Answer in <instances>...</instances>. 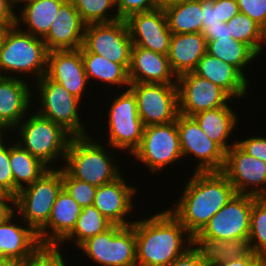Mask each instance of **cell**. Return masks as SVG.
<instances>
[{
    "label": "cell",
    "instance_id": "d590c367",
    "mask_svg": "<svg viewBox=\"0 0 266 266\" xmlns=\"http://www.w3.org/2000/svg\"><path fill=\"white\" fill-rule=\"evenodd\" d=\"M75 9L79 12L83 22L87 24L93 23H109L120 20L118 13L109 14V10L113 8L115 11V0H71ZM115 7V8H114ZM115 9V10H114ZM111 17V18H110Z\"/></svg>",
    "mask_w": 266,
    "mask_h": 266
},
{
    "label": "cell",
    "instance_id": "7a4b0ae2",
    "mask_svg": "<svg viewBox=\"0 0 266 266\" xmlns=\"http://www.w3.org/2000/svg\"><path fill=\"white\" fill-rule=\"evenodd\" d=\"M132 225L137 266H167L189 249L190 234L168 208Z\"/></svg>",
    "mask_w": 266,
    "mask_h": 266
},
{
    "label": "cell",
    "instance_id": "f546056e",
    "mask_svg": "<svg viewBox=\"0 0 266 266\" xmlns=\"http://www.w3.org/2000/svg\"><path fill=\"white\" fill-rule=\"evenodd\" d=\"M14 143L9 144V162L14 179V197H16L20 189L33 184L49 168L17 142Z\"/></svg>",
    "mask_w": 266,
    "mask_h": 266
},
{
    "label": "cell",
    "instance_id": "cb8c5ba5",
    "mask_svg": "<svg viewBox=\"0 0 266 266\" xmlns=\"http://www.w3.org/2000/svg\"><path fill=\"white\" fill-rule=\"evenodd\" d=\"M128 75L130 84H177V76L170 67L168 55L156 53L135 45H132L131 49Z\"/></svg>",
    "mask_w": 266,
    "mask_h": 266
},
{
    "label": "cell",
    "instance_id": "7dc6e473",
    "mask_svg": "<svg viewBox=\"0 0 266 266\" xmlns=\"http://www.w3.org/2000/svg\"><path fill=\"white\" fill-rule=\"evenodd\" d=\"M206 40H217V37H232L227 23L220 22V25L207 26L202 30Z\"/></svg>",
    "mask_w": 266,
    "mask_h": 266
},
{
    "label": "cell",
    "instance_id": "b9f144b4",
    "mask_svg": "<svg viewBox=\"0 0 266 266\" xmlns=\"http://www.w3.org/2000/svg\"><path fill=\"white\" fill-rule=\"evenodd\" d=\"M237 144L249 155L266 162V137H250L237 141Z\"/></svg>",
    "mask_w": 266,
    "mask_h": 266
},
{
    "label": "cell",
    "instance_id": "8992f818",
    "mask_svg": "<svg viewBox=\"0 0 266 266\" xmlns=\"http://www.w3.org/2000/svg\"><path fill=\"white\" fill-rule=\"evenodd\" d=\"M63 188L62 167L49 168L33 184L19 190L15 210L37 234L47 225L52 206Z\"/></svg>",
    "mask_w": 266,
    "mask_h": 266
},
{
    "label": "cell",
    "instance_id": "4316f807",
    "mask_svg": "<svg viewBox=\"0 0 266 266\" xmlns=\"http://www.w3.org/2000/svg\"><path fill=\"white\" fill-rule=\"evenodd\" d=\"M206 53L207 40L202 33L172 34L168 59L177 77L193 72Z\"/></svg>",
    "mask_w": 266,
    "mask_h": 266
},
{
    "label": "cell",
    "instance_id": "e0dca14e",
    "mask_svg": "<svg viewBox=\"0 0 266 266\" xmlns=\"http://www.w3.org/2000/svg\"><path fill=\"white\" fill-rule=\"evenodd\" d=\"M132 44L168 55L172 33L163 9L134 13L126 19Z\"/></svg>",
    "mask_w": 266,
    "mask_h": 266
},
{
    "label": "cell",
    "instance_id": "7bdbcfd3",
    "mask_svg": "<svg viewBox=\"0 0 266 266\" xmlns=\"http://www.w3.org/2000/svg\"><path fill=\"white\" fill-rule=\"evenodd\" d=\"M203 11L202 30L207 26L220 25L218 0H200Z\"/></svg>",
    "mask_w": 266,
    "mask_h": 266
},
{
    "label": "cell",
    "instance_id": "9c48e42d",
    "mask_svg": "<svg viewBox=\"0 0 266 266\" xmlns=\"http://www.w3.org/2000/svg\"><path fill=\"white\" fill-rule=\"evenodd\" d=\"M125 90L115 96L108 111L109 144L106 145L132 155L140 145L144 125L138 115L134 93L129 88Z\"/></svg>",
    "mask_w": 266,
    "mask_h": 266
},
{
    "label": "cell",
    "instance_id": "db71d44e",
    "mask_svg": "<svg viewBox=\"0 0 266 266\" xmlns=\"http://www.w3.org/2000/svg\"><path fill=\"white\" fill-rule=\"evenodd\" d=\"M7 28H8V26L0 24V45H1L3 35H4Z\"/></svg>",
    "mask_w": 266,
    "mask_h": 266
},
{
    "label": "cell",
    "instance_id": "ee69618b",
    "mask_svg": "<svg viewBox=\"0 0 266 266\" xmlns=\"http://www.w3.org/2000/svg\"><path fill=\"white\" fill-rule=\"evenodd\" d=\"M214 266H266V258L252 252L249 256L224 261Z\"/></svg>",
    "mask_w": 266,
    "mask_h": 266
},
{
    "label": "cell",
    "instance_id": "5b68a950",
    "mask_svg": "<svg viewBox=\"0 0 266 266\" xmlns=\"http://www.w3.org/2000/svg\"><path fill=\"white\" fill-rule=\"evenodd\" d=\"M31 115L29 118L25 116L26 121L23 119L13 129L14 131L18 127L17 131L21 136V139L16 142L48 168H55L51 167V163L56 159L63 158L65 162L68 144L72 136L60 125L37 112Z\"/></svg>",
    "mask_w": 266,
    "mask_h": 266
},
{
    "label": "cell",
    "instance_id": "836d02e7",
    "mask_svg": "<svg viewBox=\"0 0 266 266\" xmlns=\"http://www.w3.org/2000/svg\"><path fill=\"white\" fill-rule=\"evenodd\" d=\"M113 224L107 220L94 205L82 208L76 225L72 232L53 250L54 253L62 255L60 245L63 242L74 241L75 246L79 247L88 238L96 236L108 230ZM76 238V239H75Z\"/></svg>",
    "mask_w": 266,
    "mask_h": 266
},
{
    "label": "cell",
    "instance_id": "83f0119b",
    "mask_svg": "<svg viewBox=\"0 0 266 266\" xmlns=\"http://www.w3.org/2000/svg\"><path fill=\"white\" fill-rule=\"evenodd\" d=\"M66 0H24L22 2H16V6L18 4L24 3L21 8L20 17H16V25L18 27L22 26L23 23L26 25L24 27L27 30H24L31 35L44 39L52 23L54 18L58 15V11L61 5ZM22 24V25H21Z\"/></svg>",
    "mask_w": 266,
    "mask_h": 266
},
{
    "label": "cell",
    "instance_id": "9f6ffc18",
    "mask_svg": "<svg viewBox=\"0 0 266 266\" xmlns=\"http://www.w3.org/2000/svg\"><path fill=\"white\" fill-rule=\"evenodd\" d=\"M5 128L0 124V142L3 140V139H6V138H4L3 137V135L2 134H4L5 133ZM4 132V133H3Z\"/></svg>",
    "mask_w": 266,
    "mask_h": 266
},
{
    "label": "cell",
    "instance_id": "ffe728a7",
    "mask_svg": "<svg viewBox=\"0 0 266 266\" xmlns=\"http://www.w3.org/2000/svg\"><path fill=\"white\" fill-rule=\"evenodd\" d=\"M121 175L115 181L100 185L95 192L93 205L113 225L130 226L134 221H127L129 212L134 210L133 200L137 190L135 186L126 184Z\"/></svg>",
    "mask_w": 266,
    "mask_h": 266
},
{
    "label": "cell",
    "instance_id": "277c9868",
    "mask_svg": "<svg viewBox=\"0 0 266 266\" xmlns=\"http://www.w3.org/2000/svg\"><path fill=\"white\" fill-rule=\"evenodd\" d=\"M104 144L90 135L72 137L68 144L64 168L74 177L99 187L115 181L122 174ZM111 156V157H110Z\"/></svg>",
    "mask_w": 266,
    "mask_h": 266
},
{
    "label": "cell",
    "instance_id": "c3c4849f",
    "mask_svg": "<svg viewBox=\"0 0 266 266\" xmlns=\"http://www.w3.org/2000/svg\"><path fill=\"white\" fill-rule=\"evenodd\" d=\"M13 206L15 207V197L0 192V222L5 221L10 215L16 212Z\"/></svg>",
    "mask_w": 266,
    "mask_h": 266
},
{
    "label": "cell",
    "instance_id": "44dd1931",
    "mask_svg": "<svg viewBox=\"0 0 266 266\" xmlns=\"http://www.w3.org/2000/svg\"><path fill=\"white\" fill-rule=\"evenodd\" d=\"M81 212L82 207L62 188L47 225L38 233L41 245L47 251H53L72 232Z\"/></svg>",
    "mask_w": 266,
    "mask_h": 266
},
{
    "label": "cell",
    "instance_id": "11a10c76",
    "mask_svg": "<svg viewBox=\"0 0 266 266\" xmlns=\"http://www.w3.org/2000/svg\"><path fill=\"white\" fill-rule=\"evenodd\" d=\"M261 31H262V36H263V38L265 40V46H266V21L263 24V26L261 27Z\"/></svg>",
    "mask_w": 266,
    "mask_h": 266
},
{
    "label": "cell",
    "instance_id": "7c38bea8",
    "mask_svg": "<svg viewBox=\"0 0 266 266\" xmlns=\"http://www.w3.org/2000/svg\"><path fill=\"white\" fill-rule=\"evenodd\" d=\"M132 156L153 174L183 157L176 121L144 127L142 139Z\"/></svg>",
    "mask_w": 266,
    "mask_h": 266
},
{
    "label": "cell",
    "instance_id": "603a6c76",
    "mask_svg": "<svg viewBox=\"0 0 266 266\" xmlns=\"http://www.w3.org/2000/svg\"><path fill=\"white\" fill-rule=\"evenodd\" d=\"M189 238V249L205 266H214L252 253L248 238L218 240L201 231L191 233Z\"/></svg>",
    "mask_w": 266,
    "mask_h": 266
},
{
    "label": "cell",
    "instance_id": "4fadbf2b",
    "mask_svg": "<svg viewBox=\"0 0 266 266\" xmlns=\"http://www.w3.org/2000/svg\"><path fill=\"white\" fill-rule=\"evenodd\" d=\"M176 123L182 155H194L198 162L195 171H222L225 151L203 132L197 121L192 116L179 114Z\"/></svg>",
    "mask_w": 266,
    "mask_h": 266
},
{
    "label": "cell",
    "instance_id": "8fae6325",
    "mask_svg": "<svg viewBox=\"0 0 266 266\" xmlns=\"http://www.w3.org/2000/svg\"><path fill=\"white\" fill-rule=\"evenodd\" d=\"M128 88L136 97L144 127L176 121L179 115L177 84L132 83Z\"/></svg>",
    "mask_w": 266,
    "mask_h": 266
},
{
    "label": "cell",
    "instance_id": "f6af8a7d",
    "mask_svg": "<svg viewBox=\"0 0 266 266\" xmlns=\"http://www.w3.org/2000/svg\"><path fill=\"white\" fill-rule=\"evenodd\" d=\"M15 5V0H0V24L8 27L16 25Z\"/></svg>",
    "mask_w": 266,
    "mask_h": 266
},
{
    "label": "cell",
    "instance_id": "5bb4252c",
    "mask_svg": "<svg viewBox=\"0 0 266 266\" xmlns=\"http://www.w3.org/2000/svg\"><path fill=\"white\" fill-rule=\"evenodd\" d=\"M221 172L234 186L237 194L260 198L266 193V162L249 155L237 143L225 152Z\"/></svg>",
    "mask_w": 266,
    "mask_h": 266
},
{
    "label": "cell",
    "instance_id": "52a82bcc",
    "mask_svg": "<svg viewBox=\"0 0 266 266\" xmlns=\"http://www.w3.org/2000/svg\"><path fill=\"white\" fill-rule=\"evenodd\" d=\"M79 248L102 266H137L135 228L112 225L108 230L88 238Z\"/></svg>",
    "mask_w": 266,
    "mask_h": 266
},
{
    "label": "cell",
    "instance_id": "74e56055",
    "mask_svg": "<svg viewBox=\"0 0 266 266\" xmlns=\"http://www.w3.org/2000/svg\"><path fill=\"white\" fill-rule=\"evenodd\" d=\"M63 188L83 208L93 205L97 187L85 181L74 178L62 167Z\"/></svg>",
    "mask_w": 266,
    "mask_h": 266
},
{
    "label": "cell",
    "instance_id": "d6986e66",
    "mask_svg": "<svg viewBox=\"0 0 266 266\" xmlns=\"http://www.w3.org/2000/svg\"><path fill=\"white\" fill-rule=\"evenodd\" d=\"M15 214L0 222V259L37 261L47 250L31 227L13 223Z\"/></svg>",
    "mask_w": 266,
    "mask_h": 266
},
{
    "label": "cell",
    "instance_id": "484cf974",
    "mask_svg": "<svg viewBox=\"0 0 266 266\" xmlns=\"http://www.w3.org/2000/svg\"><path fill=\"white\" fill-rule=\"evenodd\" d=\"M224 89L233 99L243 98L249 89L247 77L237 68L206 53L193 71ZM235 97V98H234Z\"/></svg>",
    "mask_w": 266,
    "mask_h": 266
},
{
    "label": "cell",
    "instance_id": "f907efd6",
    "mask_svg": "<svg viewBox=\"0 0 266 266\" xmlns=\"http://www.w3.org/2000/svg\"><path fill=\"white\" fill-rule=\"evenodd\" d=\"M167 266H205L196 255L188 249L183 255L172 261Z\"/></svg>",
    "mask_w": 266,
    "mask_h": 266
},
{
    "label": "cell",
    "instance_id": "6da1fadb",
    "mask_svg": "<svg viewBox=\"0 0 266 266\" xmlns=\"http://www.w3.org/2000/svg\"><path fill=\"white\" fill-rule=\"evenodd\" d=\"M173 209H168L189 234L202 231L209 220L236 194L221 171H195Z\"/></svg>",
    "mask_w": 266,
    "mask_h": 266
},
{
    "label": "cell",
    "instance_id": "d6a6232c",
    "mask_svg": "<svg viewBox=\"0 0 266 266\" xmlns=\"http://www.w3.org/2000/svg\"><path fill=\"white\" fill-rule=\"evenodd\" d=\"M172 34L202 33L203 11L200 0L164 9Z\"/></svg>",
    "mask_w": 266,
    "mask_h": 266
},
{
    "label": "cell",
    "instance_id": "2e32d148",
    "mask_svg": "<svg viewBox=\"0 0 266 266\" xmlns=\"http://www.w3.org/2000/svg\"><path fill=\"white\" fill-rule=\"evenodd\" d=\"M258 197L247 194H235L201 231L218 240L248 238L253 202Z\"/></svg>",
    "mask_w": 266,
    "mask_h": 266
},
{
    "label": "cell",
    "instance_id": "d4e9b609",
    "mask_svg": "<svg viewBox=\"0 0 266 266\" xmlns=\"http://www.w3.org/2000/svg\"><path fill=\"white\" fill-rule=\"evenodd\" d=\"M15 77L0 78V124L6 129H14L27 114L32 100L30 83Z\"/></svg>",
    "mask_w": 266,
    "mask_h": 266
},
{
    "label": "cell",
    "instance_id": "7402d4cb",
    "mask_svg": "<svg viewBox=\"0 0 266 266\" xmlns=\"http://www.w3.org/2000/svg\"><path fill=\"white\" fill-rule=\"evenodd\" d=\"M86 24L71 0H66L43 39L48 52L82 47Z\"/></svg>",
    "mask_w": 266,
    "mask_h": 266
},
{
    "label": "cell",
    "instance_id": "ba28073f",
    "mask_svg": "<svg viewBox=\"0 0 266 266\" xmlns=\"http://www.w3.org/2000/svg\"><path fill=\"white\" fill-rule=\"evenodd\" d=\"M37 97L41 102V109L37 113L60 125L72 137L86 136L87 134L79 116L81 100L72 95L62 85L43 75L35 83ZM40 95V96H39ZM79 111V112H78Z\"/></svg>",
    "mask_w": 266,
    "mask_h": 266
},
{
    "label": "cell",
    "instance_id": "f35d334b",
    "mask_svg": "<svg viewBox=\"0 0 266 266\" xmlns=\"http://www.w3.org/2000/svg\"><path fill=\"white\" fill-rule=\"evenodd\" d=\"M5 142L4 139L0 142V192L14 197V179L9 162V145Z\"/></svg>",
    "mask_w": 266,
    "mask_h": 266
},
{
    "label": "cell",
    "instance_id": "f1b7e54d",
    "mask_svg": "<svg viewBox=\"0 0 266 266\" xmlns=\"http://www.w3.org/2000/svg\"><path fill=\"white\" fill-rule=\"evenodd\" d=\"M203 130V132L213 141H215L225 152L228 151L236 142L228 143L232 135L238 116L229 106L216 109L205 110L192 116Z\"/></svg>",
    "mask_w": 266,
    "mask_h": 266
},
{
    "label": "cell",
    "instance_id": "bcb514c9",
    "mask_svg": "<svg viewBox=\"0 0 266 266\" xmlns=\"http://www.w3.org/2000/svg\"><path fill=\"white\" fill-rule=\"evenodd\" d=\"M240 13L237 0H218V14L221 22L226 23Z\"/></svg>",
    "mask_w": 266,
    "mask_h": 266
},
{
    "label": "cell",
    "instance_id": "e575fe53",
    "mask_svg": "<svg viewBox=\"0 0 266 266\" xmlns=\"http://www.w3.org/2000/svg\"><path fill=\"white\" fill-rule=\"evenodd\" d=\"M226 23L232 38L247 44L258 56L263 52L265 40L258 23L243 13L236 14Z\"/></svg>",
    "mask_w": 266,
    "mask_h": 266
},
{
    "label": "cell",
    "instance_id": "30bf717a",
    "mask_svg": "<svg viewBox=\"0 0 266 266\" xmlns=\"http://www.w3.org/2000/svg\"><path fill=\"white\" fill-rule=\"evenodd\" d=\"M132 45L126 20L120 19L109 23L87 24L81 52L104 56L128 70Z\"/></svg>",
    "mask_w": 266,
    "mask_h": 266
},
{
    "label": "cell",
    "instance_id": "816d5d0a",
    "mask_svg": "<svg viewBox=\"0 0 266 266\" xmlns=\"http://www.w3.org/2000/svg\"><path fill=\"white\" fill-rule=\"evenodd\" d=\"M36 261H24L18 259H0V266H34Z\"/></svg>",
    "mask_w": 266,
    "mask_h": 266
},
{
    "label": "cell",
    "instance_id": "9a60e30c",
    "mask_svg": "<svg viewBox=\"0 0 266 266\" xmlns=\"http://www.w3.org/2000/svg\"><path fill=\"white\" fill-rule=\"evenodd\" d=\"M179 114L193 116L198 112L228 106L233 98L220 86L194 72L177 77Z\"/></svg>",
    "mask_w": 266,
    "mask_h": 266
},
{
    "label": "cell",
    "instance_id": "f5cc1de1",
    "mask_svg": "<svg viewBox=\"0 0 266 266\" xmlns=\"http://www.w3.org/2000/svg\"><path fill=\"white\" fill-rule=\"evenodd\" d=\"M191 1H194V0H157V3H158L159 8L164 10L165 8L172 7V6L179 5V4H184L187 2H191Z\"/></svg>",
    "mask_w": 266,
    "mask_h": 266
},
{
    "label": "cell",
    "instance_id": "ab89813d",
    "mask_svg": "<svg viewBox=\"0 0 266 266\" xmlns=\"http://www.w3.org/2000/svg\"><path fill=\"white\" fill-rule=\"evenodd\" d=\"M116 13L120 19L126 20L134 13L150 12L159 8L157 0H115Z\"/></svg>",
    "mask_w": 266,
    "mask_h": 266
},
{
    "label": "cell",
    "instance_id": "ac0fdd59",
    "mask_svg": "<svg viewBox=\"0 0 266 266\" xmlns=\"http://www.w3.org/2000/svg\"><path fill=\"white\" fill-rule=\"evenodd\" d=\"M49 79L62 85L78 99H83L88 79L84 69L81 48L48 52L47 70Z\"/></svg>",
    "mask_w": 266,
    "mask_h": 266
},
{
    "label": "cell",
    "instance_id": "8d00e7d4",
    "mask_svg": "<svg viewBox=\"0 0 266 266\" xmlns=\"http://www.w3.org/2000/svg\"><path fill=\"white\" fill-rule=\"evenodd\" d=\"M248 239L252 252L266 258V201L261 197L253 202Z\"/></svg>",
    "mask_w": 266,
    "mask_h": 266
},
{
    "label": "cell",
    "instance_id": "1f68e13d",
    "mask_svg": "<svg viewBox=\"0 0 266 266\" xmlns=\"http://www.w3.org/2000/svg\"><path fill=\"white\" fill-rule=\"evenodd\" d=\"M207 53L231 64L245 77L244 68L258 57L247 44L232 37H217V40H207Z\"/></svg>",
    "mask_w": 266,
    "mask_h": 266
},
{
    "label": "cell",
    "instance_id": "60d3db41",
    "mask_svg": "<svg viewBox=\"0 0 266 266\" xmlns=\"http://www.w3.org/2000/svg\"><path fill=\"white\" fill-rule=\"evenodd\" d=\"M240 13L246 14L261 27L266 21V0H237Z\"/></svg>",
    "mask_w": 266,
    "mask_h": 266
},
{
    "label": "cell",
    "instance_id": "681fc988",
    "mask_svg": "<svg viewBox=\"0 0 266 266\" xmlns=\"http://www.w3.org/2000/svg\"><path fill=\"white\" fill-rule=\"evenodd\" d=\"M64 255L53 251H46L35 263L34 266H66Z\"/></svg>",
    "mask_w": 266,
    "mask_h": 266
},
{
    "label": "cell",
    "instance_id": "6f0895ef",
    "mask_svg": "<svg viewBox=\"0 0 266 266\" xmlns=\"http://www.w3.org/2000/svg\"><path fill=\"white\" fill-rule=\"evenodd\" d=\"M266 201V193L261 197Z\"/></svg>",
    "mask_w": 266,
    "mask_h": 266
},
{
    "label": "cell",
    "instance_id": "4dcf8cb0",
    "mask_svg": "<svg viewBox=\"0 0 266 266\" xmlns=\"http://www.w3.org/2000/svg\"><path fill=\"white\" fill-rule=\"evenodd\" d=\"M82 59L88 82L93 78L92 80L99 79V82H105L106 85L129 87L128 70L122 64L90 52H82Z\"/></svg>",
    "mask_w": 266,
    "mask_h": 266
},
{
    "label": "cell",
    "instance_id": "3957f363",
    "mask_svg": "<svg viewBox=\"0 0 266 266\" xmlns=\"http://www.w3.org/2000/svg\"><path fill=\"white\" fill-rule=\"evenodd\" d=\"M47 56L43 39L21 30L17 25L8 27L0 45V73L2 77L15 78L19 74L26 77L36 74L35 81H38L46 74ZM10 73H15V76Z\"/></svg>",
    "mask_w": 266,
    "mask_h": 266
}]
</instances>
